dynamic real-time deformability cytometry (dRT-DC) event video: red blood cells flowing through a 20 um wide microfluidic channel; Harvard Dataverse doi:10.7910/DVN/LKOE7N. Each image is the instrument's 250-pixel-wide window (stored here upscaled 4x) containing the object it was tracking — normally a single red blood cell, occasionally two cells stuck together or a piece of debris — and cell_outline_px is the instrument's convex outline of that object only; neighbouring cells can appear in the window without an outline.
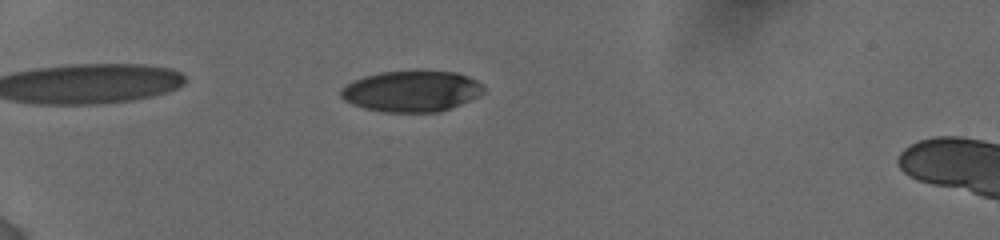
{"species": "human", "species_latin": "Homo sapiens", "temperature_condition": "cold", "stored_images_in_passage": 24, "camera_frame_rate_fps": 3000, "um_per_image_px": 0.085, "donor": {"sex": "female"}, "frame": {"image": 1, "passage_image": 1, "time_ms": 0.0, "image_size_px": [1000, 240], "cell_outline_px": [[484, 92], [460, 104], [440, 112], [384, 112], [364, 108], [352, 104], [344, 100], [340, 96], [340, 88], [352, 80], [364, 76], [380, 72], [416, 68], [456, 72], [468, 76], [476, 80], [484, 88]], "centroid_in_image_um": [34.94, 7.71], "position_along_channel_um": 50.1, "area_um2": 34.91}}
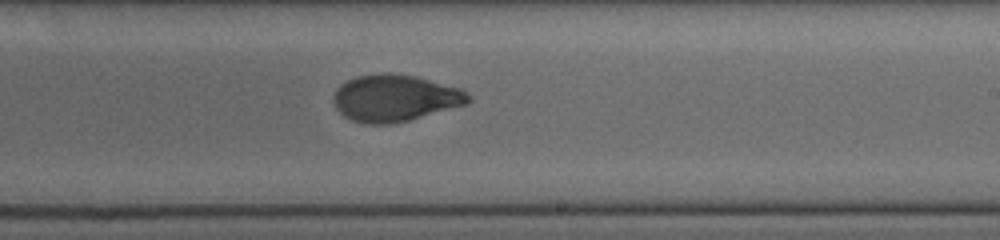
{"frame": {"image": 2, "passage_image": 12, "time_ms": 6.333, "image_size_px": [1000, 240], "cell_outline_px": [[472, 100], [468, 104], [408, 120], [392, 124], [364, 124], [352, 120], [344, 116], [336, 108], [332, 100], [332, 96], [336, 88], [340, 84], [356, 76], [388, 72], [416, 76], [460, 88], [472, 96]], "centroid_in_image_um": [33.56, 8.33], "position_along_channel_um": 255.4, "area_um2": 37.05}}
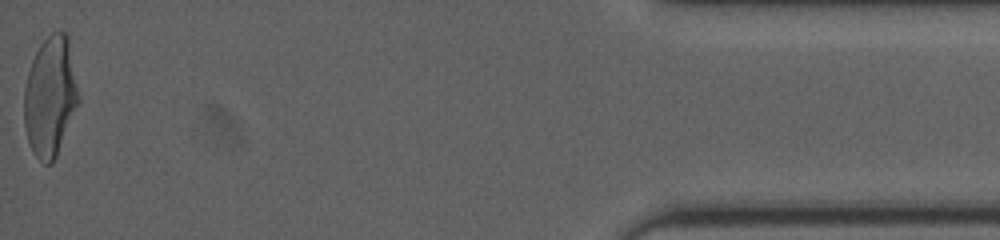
{"frame": {"image": 3, "passage_image": 24, "time_ms": 12.667, "image_size_px": [1000, 240], "cell_outline_px": [[80, 100], [56, 156], [52, 164], [44, 164], [36, 156], [28, 140], [24, 124], [24, 88], [28, 72], [32, 60], [40, 44], [52, 32], [64, 32], [68, 36], [80, 96]], "centroid_in_image_um": [4.28, 8.19], "position_along_channel_um": 430.9, "area_um2": 37.92}, "authors_computed_cell_mechanics": {"area_um2": 36.703, "velocity_mm_per_s": 3.8773, "shape_relaxation_time_tau1_ms": 4.0918, "shape_relaxation_time_tau2_ms": 1.4391, "deformation_change_tau1": 0.1621, "deformation_change_tau2": 0.0616}}